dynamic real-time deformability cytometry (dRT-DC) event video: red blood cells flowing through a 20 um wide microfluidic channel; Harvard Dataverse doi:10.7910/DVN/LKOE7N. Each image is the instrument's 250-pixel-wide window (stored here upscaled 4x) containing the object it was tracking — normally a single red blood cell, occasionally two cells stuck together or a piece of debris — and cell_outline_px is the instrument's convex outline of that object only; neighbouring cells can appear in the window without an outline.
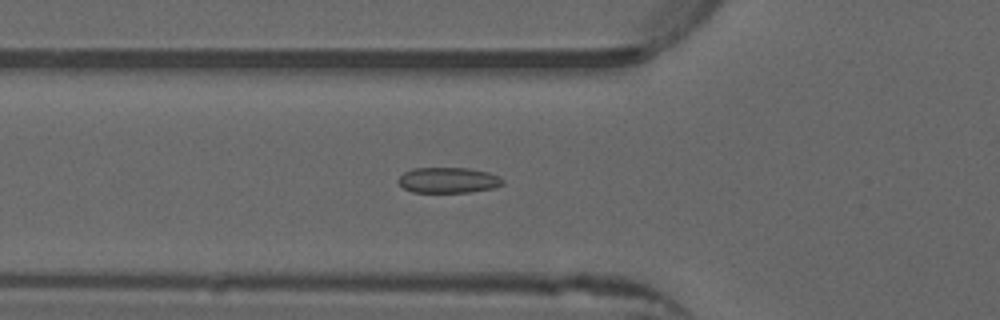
{"species": "common noctule bat (a hibernating species)", "species_latin": "Nyctalus noctula", "temperature_condition": "warm", "stored_images_in_passage": 52, "camera_frame_rate_fps": 3000, "um_per_image_px": 0.085, "animal": {"sex": "male", "forearm_length_mm": 52.5}, "frame": {"image": 1, "passage_image": 18, "time_ms": 5.667, "image_size_px": [1000, 320], "cell_outline_px": [[504, 184], [492, 188], [468, 192], [412, 192], [404, 188], [396, 180], [404, 172], [412, 168], [468, 168], [488, 172], [504, 180]], "centroid_in_image_um": [38.07, 15.31], "position_along_channel_um": 87.7, "area_um2": 15.49}}
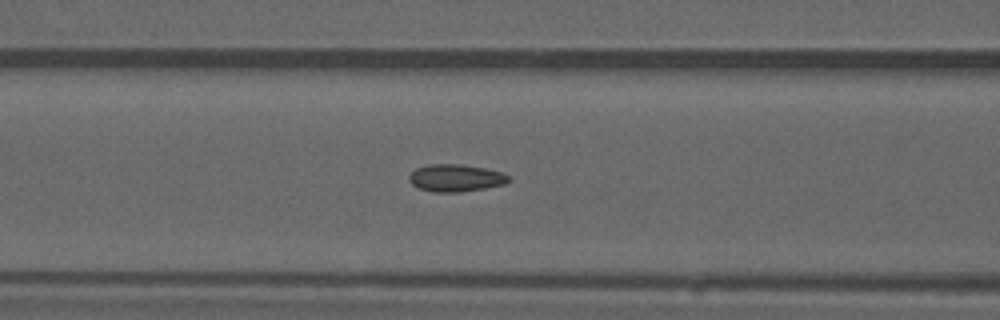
{"frame": {"image": 2, "passage_image": 21, "time_ms": 6.667, "image_size_px": [1000, 320], "cell_outline_px": [[512, 180], [504, 184], [484, 188], [460, 192], [432, 192], [420, 188], [412, 184], [408, 180], [408, 176], [416, 168], [428, 164], [460, 164], [484, 168], [500, 172], [508, 176]], "centroid_in_image_um": [38.71, 15.12], "position_along_channel_um": 127.9, "area_um2": 15.78}}
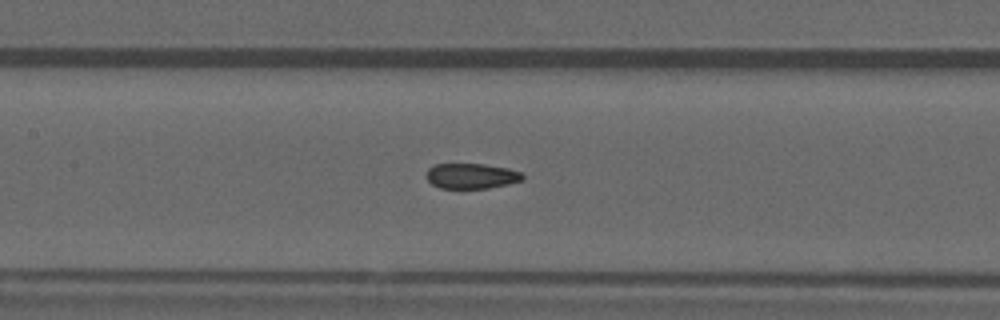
{"frame": {"image": 3, "passage_image": 24, "time_ms": 7.667, "image_size_px": [1000, 320], "cell_outline_px": [[524, 180], [508, 184], [488, 188], [440, 188], [432, 184], [424, 176], [428, 168], [436, 164], [484, 164], [508, 168], [520, 172], [524, 176]], "centroid_in_image_um": [40.06, 14.96], "position_along_channel_um": 167.3, "area_um2": 14.28}, "authors_computed_cell_mechanics": {"area_um2": 15.2303, "velocity_mm_per_s": 3.9556, "shape_relaxation_time_tau1_ms": null, "shape_relaxation_time_tau2_ms": 1.1136, "deformation_change_tau1": null, "deformation_change_tau2": 0.0454}}